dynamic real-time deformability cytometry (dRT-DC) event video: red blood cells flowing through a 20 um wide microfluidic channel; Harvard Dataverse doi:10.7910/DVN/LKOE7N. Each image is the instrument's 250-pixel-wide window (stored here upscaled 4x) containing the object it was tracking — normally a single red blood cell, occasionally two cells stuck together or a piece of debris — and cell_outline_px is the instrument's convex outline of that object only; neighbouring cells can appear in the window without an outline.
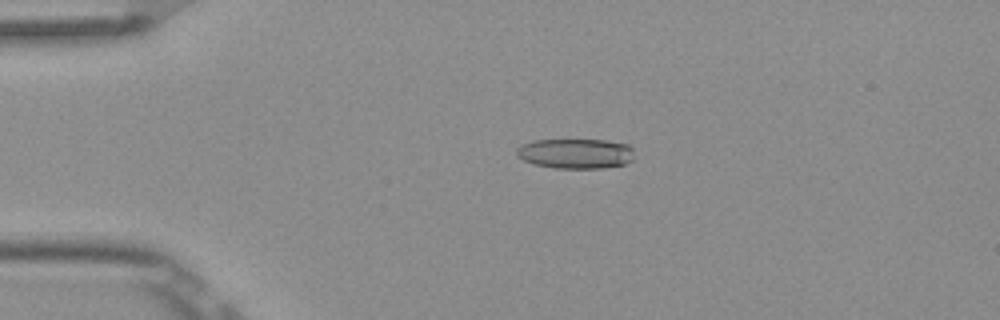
{"species": "Egyptian fruit bat (a non-hibernating species)", "species_latin": "Rousettus aegyptiacus", "temperature_condition": "room temperature", "stored_images_in_passage": 4, "camera_frame_rate_fps": 3000, "um_per_image_px": 0.085, "frame": {"image": 1, "passage_image": 3, "time_ms": 0.667, "image_size_px": [1000, 320], "cell_outline_px": [[632, 160], [624, 164], [604, 168], [552, 168], [536, 164], [524, 160], [516, 156], [516, 148], [520, 144], [532, 140], [604, 140], [628, 144], [632, 148]], "centroid_in_image_um": [48.89, 13.05], "position_along_channel_um": 36.1, "area_um2": 20.63}}